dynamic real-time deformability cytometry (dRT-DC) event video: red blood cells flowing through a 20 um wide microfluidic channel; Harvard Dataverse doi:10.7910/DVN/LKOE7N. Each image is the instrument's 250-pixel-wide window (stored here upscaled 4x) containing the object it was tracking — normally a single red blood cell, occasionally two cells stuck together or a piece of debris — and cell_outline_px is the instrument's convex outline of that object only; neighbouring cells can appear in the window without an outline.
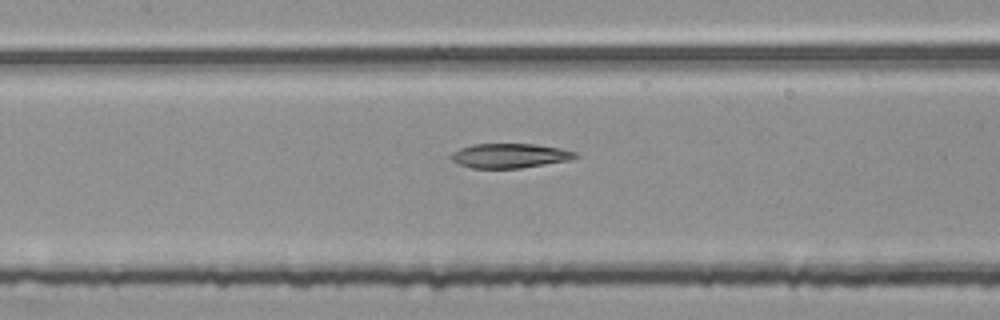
{"species": "common noctule bat (a hibernating species)", "species_latin": "Nyctalus noctula", "temperature_condition": "room temperature", "stored_images_in_passage": 54, "segment_of_instrument_passage": [2, 2], "camera_frame_rate_fps": 3000, "um_per_image_px": 0.085, "animal": {"sex": "female", "body_mass_g": 25.1}, "frame": {"image": 1, "passage_image": 25, "time_ms": 8.0, "image_size_px": [1000, 320], "cell_outline_px": [[580, 156], [568, 160], [520, 168], [472, 168], [460, 164], [452, 160], [448, 156], [452, 152], [460, 148], [472, 144], [536, 144], [560, 148], [576, 152]], "centroid_in_image_um": [43.31, 13.23], "position_along_channel_um": 164.1, "area_um2": 17.69}}
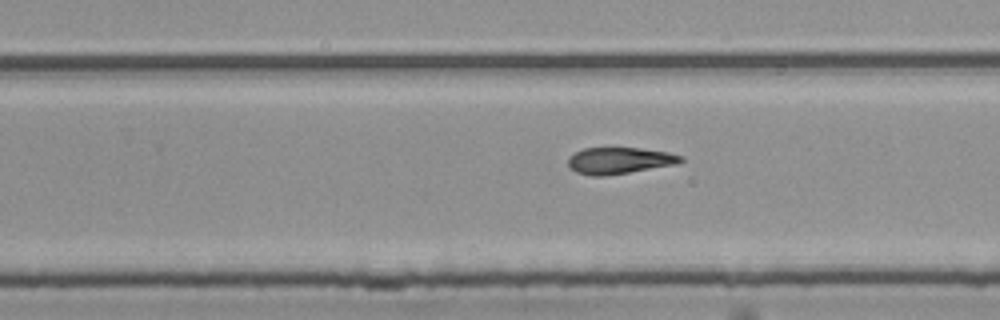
{"frame": {"image": 2, "passage_image": 34, "time_ms": 11.0, "image_size_px": [1000, 320], "cell_outline_px": [[684, 160], [676, 164], [604, 176], [592, 176], [576, 172], [568, 164], [568, 156], [584, 148], [640, 148], [668, 152], [684, 156]], "centroid_in_image_um": [52.65, 13.64], "position_along_channel_um": 277.1, "area_um2": 17.28}}
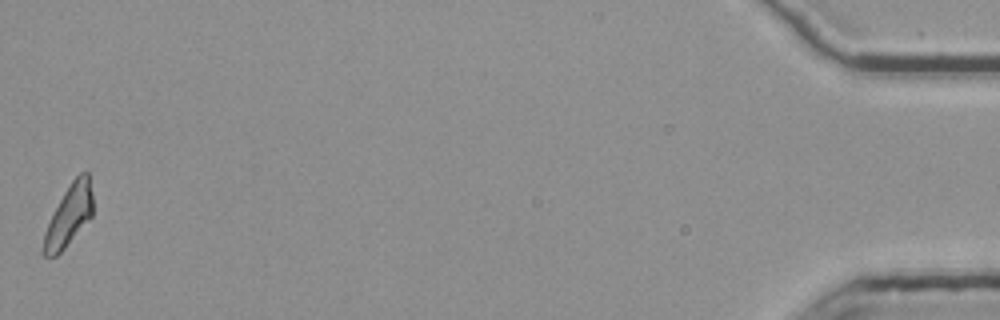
{"frame": {"image": 3, "passage_image": 54, "time_ms": 17.667, "image_size_px": [1000, 320], "cell_outline_px": [[92, 216], [64, 248], [56, 256], [44, 256], [44, 232], [64, 192], [72, 180], [80, 172], [88, 172], [92, 192]], "centroid_in_image_um": [5.88, 18.28], "position_along_channel_um": 429.3, "area_um2": 16.94}}